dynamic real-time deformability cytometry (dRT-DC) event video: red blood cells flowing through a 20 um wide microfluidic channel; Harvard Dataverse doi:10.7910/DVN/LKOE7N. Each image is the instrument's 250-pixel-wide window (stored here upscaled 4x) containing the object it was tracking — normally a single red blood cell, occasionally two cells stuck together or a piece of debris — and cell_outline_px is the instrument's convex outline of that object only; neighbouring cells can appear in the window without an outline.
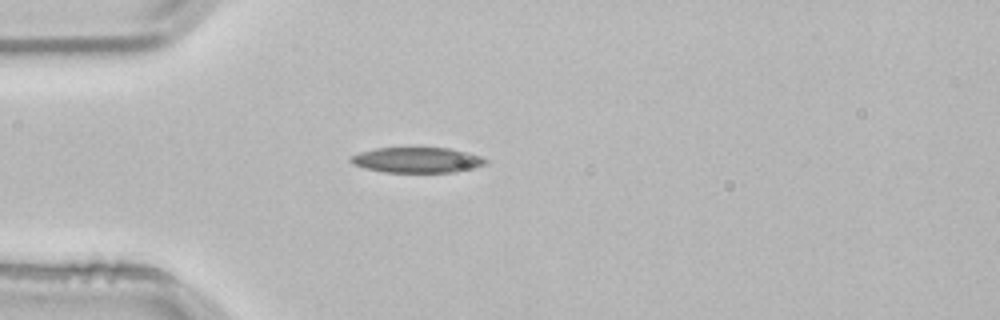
{"species": "common noctule bat (a hibernating species)", "species_latin": "Nyctalus noctula", "temperature_condition": "room temperature", "stored_images_in_passage": 1, "camera_frame_rate_fps": 3000, "um_per_image_px": 0.085, "animal": {"sex": "male", "body_mass_g": 21.5, "forearm_length_mm": 52.0}, "frame": {"image": 1, "passage_image": 1, "time_ms": 0.0, "image_size_px": [1000, 320], "cell_outline_px": [[488, 160], [484, 164], [456, 172], [384, 172], [364, 168], [352, 164], [348, 160], [352, 156], [360, 152], [376, 148], [448, 148], [480, 156]], "centroid_in_image_um": [35.39, 13.6], "position_along_channel_um": 49.6, "area_um2": 19.71}}